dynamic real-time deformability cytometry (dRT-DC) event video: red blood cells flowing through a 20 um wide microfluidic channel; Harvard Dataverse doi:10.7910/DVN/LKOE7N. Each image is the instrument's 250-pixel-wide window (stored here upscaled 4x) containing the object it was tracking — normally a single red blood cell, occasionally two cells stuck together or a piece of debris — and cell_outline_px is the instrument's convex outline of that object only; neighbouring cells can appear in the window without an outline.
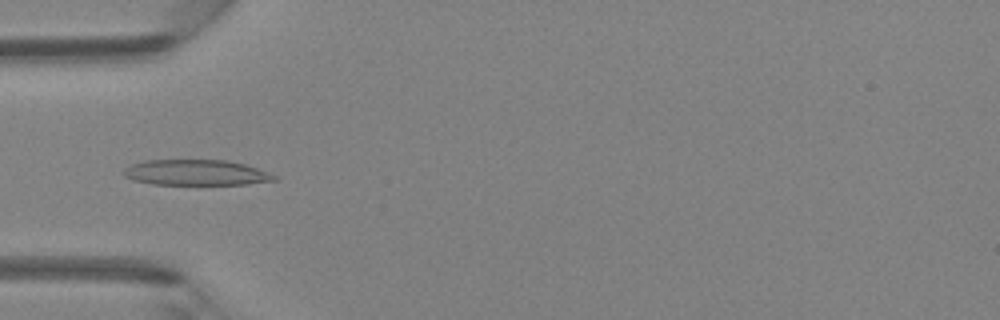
{"species": "Egyptian fruit bat (a non-hibernating species)", "species_latin": "Rousettus aegyptiacus", "temperature_condition": "room temperature", "stored_images_in_passage": 4, "camera_frame_rate_fps": 3000, "um_per_image_px": 0.085, "animal": {"sex": "female"}, "frame": {"image": 1, "passage_image": 4, "time_ms": 3.333, "image_size_px": [1000, 320], "cell_outline_px": [[280, 180], [248, 184], [152, 184], [132, 180], [124, 176], [120, 172], [124, 168], [132, 164], [144, 160], [228, 160], [244, 164], [268, 172], [276, 176]], "centroid_in_image_um": [16.64, 14.67], "position_along_channel_um": 68.4, "area_um2": 22.6}}